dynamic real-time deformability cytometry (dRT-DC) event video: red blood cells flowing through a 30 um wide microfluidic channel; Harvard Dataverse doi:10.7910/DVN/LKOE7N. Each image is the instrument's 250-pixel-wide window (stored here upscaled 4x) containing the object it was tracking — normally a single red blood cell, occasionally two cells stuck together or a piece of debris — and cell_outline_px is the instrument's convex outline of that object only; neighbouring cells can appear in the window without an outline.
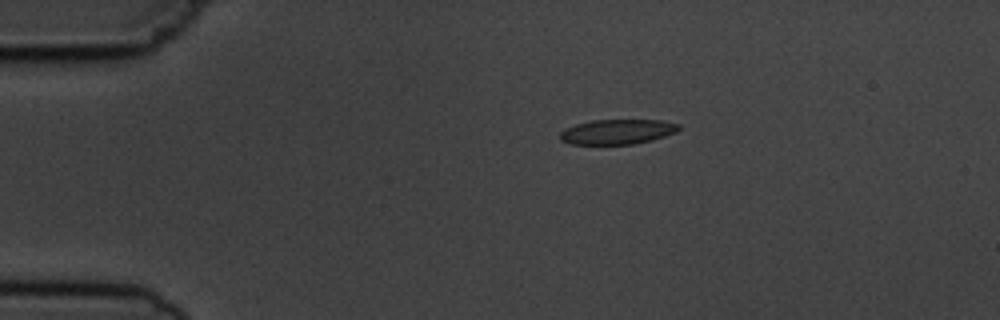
{"species": "common noctule bat (a hibernating species)", "species_latin": "Nyctalus noctula", "temperature_condition": "cold", "stored_images_in_passage": 5, "camera_frame_rate_fps": 3000, "um_per_image_px": 0.085, "animal": {"sex": "male", "body_mass_g": 19.5, "forearm_length_mm": 54.6}, "frame": {"image": 1, "passage_image": 3, "time_ms": 2.333, "image_size_px": [1000, 320], "cell_outline_px": [[680, 128], [676, 132], [652, 140], [632, 144], [572, 144], [560, 140], [560, 132], [564, 128], [576, 124], [592, 120], [660, 120], [680, 124]], "centroid_in_image_um": [52.46, 11.19], "position_along_channel_um": 32.5, "area_um2": 17.22}}
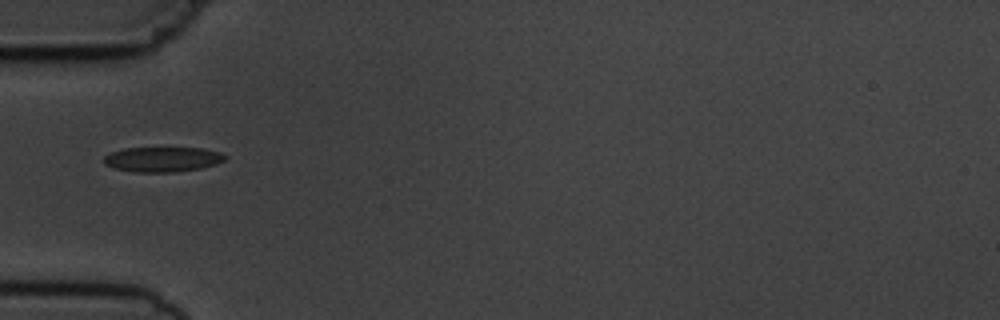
{"frame": {"image": 2, "passage_image": 5, "time_ms": 4.667, "image_size_px": [1000, 320], "cell_outline_px": [[228, 156], [224, 160], [216, 164], [200, 168], [176, 172], [136, 172], [112, 168], [104, 164], [104, 156], [112, 152], [124, 148], [204, 148], [220, 152]], "centroid_in_image_um": [13.82, 13.54], "position_along_channel_um": 71.2, "area_um2": 17.69}}